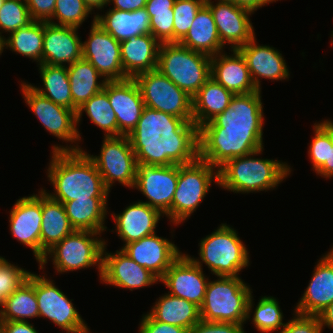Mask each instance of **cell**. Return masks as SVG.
<instances>
[{"label":"cell","instance_id":"cell-27","mask_svg":"<svg viewBox=\"0 0 333 333\" xmlns=\"http://www.w3.org/2000/svg\"><path fill=\"white\" fill-rule=\"evenodd\" d=\"M160 45L151 34L133 36L120 42L124 74L134 78L143 72L157 69Z\"/></svg>","mask_w":333,"mask_h":333},{"label":"cell","instance_id":"cell-51","mask_svg":"<svg viewBox=\"0 0 333 333\" xmlns=\"http://www.w3.org/2000/svg\"><path fill=\"white\" fill-rule=\"evenodd\" d=\"M175 0H147L145 9L149 17H153V13L174 12Z\"/></svg>","mask_w":333,"mask_h":333},{"label":"cell","instance_id":"cell-43","mask_svg":"<svg viewBox=\"0 0 333 333\" xmlns=\"http://www.w3.org/2000/svg\"><path fill=\"white\" fill-rule=\"evenodd\" d=\"M206 0H175L173 42H180L188 33L194 18Z\"/></svg>","mask_w":333,"mask_h":333},{"label":"cell","instance_id":"cell-17","mask_svg":"<svg viewBox=\"0 0 333 333\" xmlns=\"http://www.w3.org/2000/svg\"><path fill=\"white\" fill-rule=\"evenodd\" d=\"M108 242L102 252L101 283L130 291L150 287L160 280L145 267L138 265L121 249L115 253L106 251Z\"/></svg>","mask_w":333,"mask_h":333},{"label":"cell","instance_id":"cell-23","mask_svg":"<svg viewBox=\"0 0 333 333\" xmlns=\"http://www.w3.org/2000/svg\"><path fill=\"white\" fill-rule=\"evenodd\" d=\"M77 27L44 21L42 64L68 66L82 59V39Z\"/></svg>","mask_w":333,"mask_h":333},{"label":"cell","instance_id":"cell-16","mask_svg":"<svg viewBox=\"0 0 333 333\" xmlns=\"http://www.w3.org/2000/svg\"><path fill=\"white\" fill-rule=\"evenodd\" d=\"M205 4L213 14L221 44L228 45V50L238 49L255 36L250 19L253 11L224 0H206Z\"/></svg>","mask_w":333,"mask_h":333},{"label":"cell","instance_id":"cell-29","mask_svg":"<svg viewBox=\"0 0 333 333\" xmlns=\"http://www.w3.org/2000/svg\"><path fill=\"white\" fill-rule=\"evenodd\" d=\"M95 15V22L116 40L122 42L133 36L150 34V17L145 8L136 11L116 9Z\"/></svg>","mask_w":333,"mask_h":333},{"label":"cell","instance_id":"cell-30","mask_svg":"<svg viewBox=\"0 0 333 333\" xmlns=\"http://www.w3.org/2000/svg\"><path fill=\"white\" fill-rule=\"evenodd\" d=\"M179 43L209 56L217 55L228 48L221 44L213 14L206 4L197 12L188 33Z\"/></svg>","mask_w":333,"mask_h":333},{"label":"cell","instance_id":"cell-31","mask_svg":"<svg viewBox=\"0 0 333 333\" xmlns=\"http://www.w3.org/2000/svg\"><path fill=\"white\" fill-rule=\"evenodd\" d=\"M66 215L75 230L104 233L108 212V198L76 199L64 202Z\"/></svg>","mask_w":333,"mask_h":333},{"label":"cell","instance_id":"cell-54","mask_svg":"<svg viewBox=\"0 0 333 333\" xmlns=\"http://www.w3.org/2000/svg\"><path fill=\"white\" fill-rule=\"evenodd\" d=\"M316 174L327 180L333 177V143H328V161H325Z\"/></svg>","mask_w":333,"mask_h":333},{"label":"cell","instance_id":"cell-53","mask_svg":"<svg viewBox=\"0 0 333 333\" xmlns=\"http://www.w3.org/2000/svg\"><path fill=\"white\" fill-rule=\"evenodd\" d=\"M231 2L235 5L245 7L255 13L262 6H267L268 4L274 3L279 0H224ZM281 1V0H280Z\"/></svg>","mask_w":333,"mask_h":333},{"label":"cell","instance_id":"cell-2","mask_svg":"<svg viewBox=\"0 0 333 333\" xmlns=\"http://www.w3.org/2000/svg\"><path fill=\"white\" fill-rule=\"evenodd\" d=\"M128 138L137 163L184 165L199 158V128L194 122L148 107Z\"/></svg>","mask_w":333,"mask_h":333},{"label":"cell","instance_id":"cell-38","mask_svg":"<svg viewBox=\"0 0 333 333\" xmlns=\"http://www.w3.org/2000/svg\"><path fill=\"white\" fill-rule=\"evenodd\" d=\"M44 21L33 20L4 38V49L42 64Z\"/></svg>","mask_w":333,"mask_h":333},{"label":"cell","instance_id":"cell-39","mask_svg":"<svg viewBox=\"0 0 333 333\" xmlns=\"http://www.w3.org/2000/svg\"><path fill=\"white\" fill-rule=\"evenodd\" d=\"M254 296L251 294L247 304L246 322L250 321L251 315L254 328L261 333H279L285 326L284 315L280 303L273 296H261L257 305L254 304ZM254 305L256 307H254ZM253 308L254 312H253Z\"/></svg>","mask_w":333,"mask_h":333},{"label":"cell","instance_id":"cell-18","mask_svg":"<svg viewBox=\"0 0 333 333\" xmlns=\"http://www.w3.org/2000/svg\"><path fill=\"white\" fill-rule=\"evenodd\" d=\"M9 230L20 244L30 247L40 262V234L42 226L41 190L16 200L9 212Z\"/></svg>","mask_w":333,"mask_h":333},{"label":"cell","instance_id":"cell-46","mask_svg":"<svg viewBox=\"0 0 333 333\" xmlns=\"http://www.w3.org/2000/svg\"><path fill=\"white\" fill-rule=\"evenodd\" d=\"M279 333H323L318 316L298 314L293 311L292 319L286 322Z\"/></svg>","mask_w":333,"mask_h":333},{"label":"cell","instance_id":"cell-42","mask_svg":"<svg viewBox=\"0 0 333 333\" xmlns=\"http://www.w3.org/2000/svg\"><path fill=\"white\" fill-rule=\"evenodd\" d=\"M33 20L30 17L26 0H5L0 9V36L27 26Z\"/></svg>","mask_w":333,"mask_h":333},{"label":"cell","instance_id":"cell-47","mask_svg":"<svg viewBox=\"0 0 333 333\" xmlns=\"http://www.w3.org/2000/svg\"><path fill=\"white\" fill-rule=\"evenodd\" d=\"M189 333H247L244 324L209 322L200 320L190 330Z\"/></svg>","mask_w":333,"mask_h":333},{"label":"cell","instance_id":"cell-45","mask_svg":"<svg viewBox=\"0 0 333 333\" xmlns=\"http://www.w3.org/2000/svg\"><path fill=\"white\" fill-rule=\"evenodd\" d=\"M174 12L153 13L150 34L160 43L173 42Z\"/></svg>","mask_w":333,"mask_h":333},{"label":"cell","instance_id":"cell-20","mask_svg":"<svg viewBox=\"0 0 333 333\" xmlns=\"http://www.w3.org/2000/svg\"><path fill=\"white\" fill-rule=\"evenodd\" d=\"M209 277L203 269L183 253L165 272L159 282L164 284L169 294L184 298L201 306Z\"/></svg>","mask_w":333,"mask_h":333},{"label":"cell","instance_id":"cell-32","mask_svg":"<svg viewBox=\"0 0 333 333\" xmlns=\"http://www.w3.org/2000/svg\"><path fill=\"white\" fill-rule=\"evenodd\" d=\"M234 95L233 92L227 90L210 77L192 97L194 124L200 128L202 125L210 122L229 107Z\"/></svg>","mask_w":333,"mask_h":333},{"label":"cell","instance_id":"cell-58","mask_svg":"<svg viewBox=\"0 0 333 333\" xmlns=\"http://www.w3.org/2000/svg\"><path fill=\"white\" fill-rule=\"evenodd\" d=\"M331 33H332V34H331V38H332V39H331V45H333V31H331Z\"/></svg>","mask_w":333,"mask_h":333},{"label":"cell","instance_id":"cell-15","mask_svg":"<svg viewBox=\"0 0 333 333\" xmlns=\"http://www.w3.org/2000/svg\"><path fill=\"white\" fill-rule=\"evenodd\" d=\"M88 39L82 42V58L89 61L106 81L127 79L121 62L120 42L95 22H91Z\"/></svg>","mask_w":333,"mask_h":333},{"label":"cell","instance_id":"cell-35","mask_svg":"<svg viewBox=\"0 0 333 333\" xmlns=\"http://www.w3.org/2000/svg\"><path fill=\"white\" fill-rule=\"evenodd\" d=\"M39 317L38 301L35 295V273L11 295L5 298L0 321H25Z\"/></svg>","mask_w":333,"mask_h":333},{"label":"cell","instance_id":"cell-19","mask_svg":"<svg viewBox=\"0 0 333 333\" xmlns=\"http://www.w3.org/2000/svg\"><path fill=\"white\" fill-rule=\"evenodd\" d=\"M172 241L159 237L155 233L126 244L121 250L160 280L170 266L183 254Z\"/></svg>","mask_w":333,"mask_h":333},{"label":"cell","instance_id":"cell-7","mask_svg":"<svg viewBox=\"0 0 333 333\" xmlns=\"http://www.w3.org/2000/svg\"><path fill=\"white\" fill-rule=\"evenodd\" d=\"M157 70L193 97L211 77V56L179 42L161 43Z\"/></svg>","mask_w":333,"mask_h":333},{"label":"cell","instance_id":"cell-1","mask_svg":"<svg viewBox=\"0 0 333 333\" xmlns=\"http://www.w3.org/2000/svg\"><path fill=\"white\" fill-rule=\"evenodd\" d=\"M262 91L234 95L229 107L199 128V158L219 169L264 148Z\"/></svg>","mask_w":333,"mask_h":333},{"label":"cell","instance_id":"cell-24","mask_svg":"<svg viewBox=\"0 0 333 333\" xmlns=\"http://www.w3.org/2000/svg\"><path fill=\"white\" fill-rule=\"evenodd\" d=\"M114 219L115 231L123 241L122 249L126 244L138 241L143 237L155 234L157 224L164 215L156 208L146 203L136 201L125 207L123 212L110 214Z\"/></svg>","mask_w":333,"mask_h":333},{"label":"cell","instance_id":"cell-37","mask_svg":"<svg viewBox=\"0 0 333 333\" xmlns=\"http://www.w3.org/2000/svg\"><path fill=\"white\" fill-rule=\"evenodd\" d=\"M98 128L103 130V137L122 136L118 130L116 114L108 100V81L103 90L92 96L77 110V127L81 124L83 113Z\"/></svg>","mask_w":333,"mask_h":333},{"label":"cell","instance_id":"cell-36","mask_svg":"<svg viewBox=\"0 0 333 333\" xmlns=\"http://www.w3.org/2000/svg\"><path fill=\"white\" fill-rule=\"evenodd\" d=\"M37 67L43 85L37 87L29 83L32 88L55 104L72 110L71 86L67 66L39 64Z\"/></svg>","mask_w":333,"mask_h":333},{"label":"cell","instance_id":"cell-13","mask_svg":"<svg viewBox=\"0 0 333 333\" xmlns=\"http://www.w3.org/2000/svg\"><path fill=\"white\" fill-rule=\"evenodd\" d=\"M35 273V295L38 301L39 318L51 320L62 332L92 333L82 315L72 303L73 299L55 285L51 277Z\"/></svg>","mask_w":333,"mask_h":333},{"label":"cell","instance_id":"cell-21","mask_svg":"<svg viewBox=\"0 0 333 333\" xmlns=\"http://www.w3.org/2000/svg\"><path fill=\"white\" fill-rule=\"evenodd\" d=\"M254 36L245 45L237 50L244 57L250 76L257 90L261 91L260 80L267 79L274 81L289 80L290 70L282 56V52L273 46L258 44Z\"/></svg>","mask_w":333,"mask_h":333},{"label":"cell","instance_id":"cell-57","mask_svg":"<svg viewBox=\"0 0 333 333\" xmlns=\"http://www.w3.org/2000/svg\"><path fill=\"white\" fill-rule=\"evenodd\" d=\"M4 51V38L0 36V56Z\"/></svg>","mask_w":333,"mask_h":333},{"label":"cell","instance_id":"cell-22","mask_svg":"<svg viewBox=\"0 0 333 333\" xmlns=\"http://www.w3.org/2000/svg\"><path fill=\"white\" fill-rule=\"evenodd\" d=\"M312 272L308 286L293 311L317 316L333 303V246L320 257Z\"/></svg>","mask_w":333,"mask_h":333},{"label":"cell","instance_id":"cell-50","mask_svg":"<svg viewBox=\"0 0 333 333\" xmlns=\"http://www.w3.org/2000/svg\"><path fill=\"white\" fill-rule=\"evenodd\" d=\"M1 333H39L32 323L25 321H1Z\"/></svg>","mask_w":333,"mask_h":333},{"label":"cell","instance_id":"cell-56","mask_svg":"<svg viewBox=\"0 0 333 333\" xmlns=\"http://www.w3.org/2000/svg\"><path fill=\"white\" fill-rule=\"evenodd\" d=\"M83 1L86 4V6L90 9V11L93 12V17H95V15L99 13L98 11L102 12V10H104L108 6L109 2V0H83ZM95 9L97 13L94 12Z\"/></svg>","mask_w":333,"mask_h":333},{"label":"cell","instance_id":"cell-55","mask_svg":"<svg viewBox=\"0 0 333 333\" xmlns=\"http://www.w3.org/2000/svg\"><path fill=\"white\" fill-rule=\"evenodd\" d=\"M322 329L324 330L325 326L333 330V303L328 305L322 312L318 315Z\"/></svg>","mask_w":333,"mask_h":333},{"label":"cell","instance_id":"cell-59","mask_svg":"<svg viewBox=\"0 0 333 333\" xmlns=\"http://www.w3.org/2000/svg\"><path fill=\"white\" fill-rule=\"evenodd\" d=\"M5 0H0V9H1V6L3 5Z\"/></svg>","mask_w":333,"mask_h":333},{"label":"cell","instance_id":"cell-10","mask_svg":"<svg viewBox=\"0 0 333 333\" xmlns=\"http://www.w3.org/2000/svg\"><path fill=\"white\" fill-rule=\"evenodd\" d=\"M212 183L219 186V169L208 162L198 158L192 163L178 165V182L172 201L173 226L185 223L196 212Z\"/></svg>","mask_w":333,"mask_h":333},{"label":"cell","instance_id":"cell-41","mask_svg":"<svg viewBox=\"0 0 333 333\" xmlns=\"http://www.w3.org/2000/svg\"><path fill=\"white\" fill-rule=\"evenodd\" d=\"M89 14L93 13L83 0H56L53 16L47 22L80 28Z\"/></svg>","mask_w":333,"mask_h":333},{"label":"cell","instance_id":"cell-44","mask_svg":"<svg viewBox=\"0 0 333 333\" xmlns=\"http://www.w3.org/2000/svg\"><path fill=\"white\" fill-rule=\"evenodd\" d=\"M31 271L19 267L15 263L8 262L5 257L0 256V313L5 298L18 289L29 277Z\"/></svg>","mask_w":333,"mask_h":333},{"label":"cell","instance_id":"cell-3","mask_svg":"<svg viewBox=\"0 0 333 333\" xmlns=\"http://www.w3.org/2000/svg\"><path fill=\"white\" fill-rule=\"evenodd\" d=\"M50 154L46 174L54 192L42 189L51 198L64 203L76 199L109 197L110 192L96 165L83 150L56 151Z\"/></svg>","mask_w":333,"mask_h":333},{"label":"cell","instance_id":"cell-12","mask_svg":"<svg viewBox=\"0 0 333 333\" xmlns=\"http://www.w3.org/2000/svg\"><path fill=\"white\" fill-rule=\"evenodd\" d=\"M145 107L193 122L192 97L177 87L159 70L143 72L134 77Z\"/></svg>","mask_w":333,"mask_h":333},{"label":"cell","instance_id":"cell-4","mask_svg":"<svg viewBox=\"0 0 333 333\" xmlns=\"http://www.w3.org/2000/svg\"><path fill=\"white\" fill-rule=\"evenodd\" d=\"M264 148L228 160L219 168V186L225 191L249 194L276 189L291 174V166L277 159L257 158Z\"/></svg>","mask_w":333,"mask_h":333},{"label":"cell","instance_id":"cell-49","mask_svg":"<svg viewBox=\"0 0 333 333\" xmlns=\"http://www.w3.org/2000/svg\"><path fill=\"white\" fill-rule=\"evenodd\" d=\"M32 20L47 22L54 13L56 0H26Z\"/></svg>","mask_w":333,"mask_h":333},{"label":"cell","instance_id":"cell-14","mask_svg":"<svg viewBox=\"0 0 333 333\" xmlns=\"http://www.w3.org/2000/svg\"><path fill=\"white\" fill-rule=\"evenodd\" d=\"M178 182V165L157 166L137 164L136 181L133 189L146 197L150 207L158 209L172 224V201Z\"/></svg>","mask_w":333,"mask_h":333},{"label":"cell","instance_id":"cell-11","mask_svg":"<svg viewBox=\"0 0 333 333\" xmlns=\"http://www.w3.org/2000/svg\"><path fill=\"white\" fill-rule=\"evenodd\" d=\"M83 151L96 165L109 192L116 182L134 188L138 163L127 135L104 137L98 156Z\"/></svg>","mask_w":333,"mask_h":333},{"label":"cell","instance_id":"cell-8","mask_svg":"<svg viewBox=\"0 0 333 333\" xmlns=\"http://www.w3.org/2000/svg\"><path fill=\"white\" fill-rule=\"evenodd\" d=\"M101 234L88 230H74L46 252L38 263L39 270L44 271L46 264L51 260L55 273H69L96 266L101 278L102 252L105 245V239L101 238Z\"/></svg>","mask_w":333,"mask_h":333},{"label":"cell","instance_id":"cell-25","mask_svg":"<svg viewBox=\"0 0 333 333\" xmlns=\"http://www.w3.org/2000/svg\"><path fill=\"white\" fill-rule=\"evenodd\" d=\"M108 100L116 114L118 130L128 136L136 127L145 107L134 78L108 81Z\"/></svg>","mask_w":333,"mask_h":333},{"label":"cell","instance_id":"cell-33","mask_svg":"<svg viewBox=\"0 0 333 333\" xmlns=\"http://www.w3.org/2000/svg\"><path fill=\"white\" fill-rule=\"evenodd\" d=\"M153 304L148 313L156 321L190 330L201 320L200 307L184 298L164 293Z\"/></svg>","mask_w":333,"mask_h":333},{"label":"cell","instance_id":"cell-34","mask_svg":"<svg viewBox=\"0 0 333 333\" xmlns=\"http://www.w3.org/2000/svg\"><path fill=\"white\" fill-rule=\"evenodd\" d=\"M71 86L72 110H77L92 96L104 89L106 80L87 60L80 59L67 66Z\"/></svg>","mask_w":333,"mask_h":333},{"label":"cell","instance_id":"cell-6","mask_svg":"<svg viewBox=\"0 0 333 333\" xmlns=\"http://www.w3.org/2000/svg\"><path fill=\"white\" fill-rule=\"evenodd\" d=\"M209 279L200 306L201 320L246 324L247 304L252 288L240 276Z\"/></svg>","mask_w":333,"mask_h":333},{"label":"cell","instance_id":"cell-26","mask_svg":"<svg viewBox=\"0 0 333 333\" xmlns=\"http://www.w3.org/2000/svg\"><path fill=\"white\" fill-rule=\"evenodd\" d=\"M230 51L211 56V78L235 95L258 91L244 57L237 49Z\"/></svg>","mask_w":333,"mask_h":333},{"label":"cell","instance_id":"cell-52","mask_svg":"<svg viewBox=\"0 0 333 333\" xmlns=\"http://www.w3.org/2000/svg\"><path fill=\"white\" fill-rule=\"evenodd\" d=\"M147 0H109L108 7L112 4L111 9L123 11H136L145 8Z\"/></svg>","mask_w":333,"mask_h":333},{"label":"cell","instance_id":"cell-5","mask_svg":"<svg viewBox=\"0 0 333 333\" xmlns=\"http://www.w3.org/2000/svg\"><path fill=\"white\" fill-rule=\"evenodd\" d=\"M198 247L199 257L186 255L202 269L204 263L215 277L239 276V272L250 265L248 248L234 227L227 223H221L202 238Z\"/></svg>","mask_w":333,"mask_h":333},{"label":"cell","instance_id":"cell-28","mask_svg":"<svg viewBox=\"0 0 333 333\" xmlns=\"http://www.w3.org/2000/svg\"><path fill=\"white\" fill-rule=\"evenodd\" d=\"M41 189L42 226L40 234V261L55 244L71 234V226L63 203L51 198Z\"/></svg>","mask_w":333,"mask_h":333},{"label":"cell","instance_id":"cell-40","mask_svg":"<svg viewBox=\"0 0 333 333\" xmlns=\"http://www.w3.org/2000/svg\"><path fill=\"white\" fill-rule=\"evenodd\" d=\"M314 136L308 146L312 170L316 173L328 161V143H333V121L331 119L315 122Z\"/></svg>","mask_w":333,"mask_h":333},{"label":"cell","instance_id":"cell-9","mask_svg":"<svg viewBox=\"0 0 333 333\" xmlns=\"http://www.w3.org/2000/svg\"><path fill=\"white\" fill-rule=\"evenodd\" d=\"M21 93L24 102L37 117L42 126L58 140L70 143L66 146L54 144L51 152L82 151L79 142L82 135L77 127V113L74 110L55 104L47 97L35 91L29 82L21 81ZM74 143V144H73Z\"/></svg>","mask_w":333,"mask_h":333},{"label":"cell","instance_id":"cell-48","mask_svg":"<svg viewBox=\"0 0 333 333\" xmlns=\"http://www.w3.org/2000/svg\"><path fill=\"white\" fill-rule=\"evenodd\" d=\"M138 333H189L188 329L156 321L148 312L142 315Z\"/></svg>","mask_w":333,"mask_h":333}]
</instances>
